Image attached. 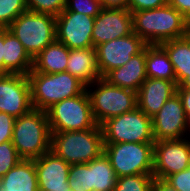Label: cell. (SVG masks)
Segmentation results:
<instances>
[{
  "mask_svg": "<svg viewBox=\"0 0 190 191\" xmlns=\"http://www.w3.org/2000/svg\"><path fill=\"white\" fill-rule=\"evenodd\" d=\"M4 29H0V74H3Z\"/></svg>",
  "mask_w": 190,
  "mask_h": 191,
  "instance_id": "obj_38",
  "label": "cell"
},
{
  "mask_svg": "<svg viewBox=\"0 0 190 191\" xmlns=\"http://www.w3.org/2000/svg\"><path fill=\"white\" fill-rule=\"evenodd\" d=\"M33 68V58L22 43L6 28L4 29L3 74L27 75Z\"/></svg>",
  "mask_w": 190,
  "mask_h": 191,
  "instance_id": "obj_21",
  "label": "cell"
},
{
  "mask_svg": "<svg viewBox=\"0 0 190 191\" xmlns=\"http://www.w3.org/2000/svg\"><path fill=\"white\" fill-rule=\"evenodd\" d=\"M160 46L169 56L179 86L190 75V33L161 43Z\"/></svg>",
  "mask_w": 190,
  "mask_h": 191,
  "instance_id": "obj_24",
  "label": "cell"
},
{
  "mask_svg": "<svg viewBox=\"0 0 190 191\" xmlns=\"http://www.w3.org/2000/svg\"><path fill=\"white\" fill-rule=\"evenodd\" d=\"M15 118L0 112V144L12 140Z\"/></svg>",
  "mask_w": 190,
  "mask_h": 191,
  "instance_id": "obj_32",
  "label": "cell"
},
{
  "mask_svg": "<svg viewBox=\"0 0 190 191\" xmlns=\"http://www.w3.org/2000/svg\"><path fill=\"white\" fill-rule=\"evenodd\" d=\"M177 93L182 100L186 115L188 119H190V90L183 89L180 86H177Z\"/></svg>",
  "mask_w": 190,
  "mask_h": 191,
  "instance_id": "obj_35",
  "label": "cell"
},
{
  "mask_svg": "<svg viewBox=\"0 0 190 191\" xmlns=\"http://www.w3.org/2000/svg\"><path fill=\"white\" fill-rule=\"evenodd\" d=\"M164 180L179 191H190V166L183 171L167 176Z\"/></svg>",
  "mask_w": 190,
  "mask_h": 191,
  "instance_id": "obj_31",
  "label": "cell"
},
{
  "mask_svg": "<svg viewBox=\"0 0 190 191\" xmlns=\"http://www.w3.org/2000/svg\"><path fill=\"white\" fill-rule=\"evenodd\" d=\"M133 33V16L128 9L102 8L94 19L93 47Z\"/></svg>",
  "mask_w": 190,
  "mask_h": 191,
  "instance_id": "obj_16",
  "label": "cell"
},
{
  "mask_svg": "<svg viewBox=\"0 0 190 191\" xmlns=\"http://www.w3.org/2000/svg\"><path fill=\"white\" fill-rule=\"evenodd\" d=\"M104 153L117 177L153 174L154 143H104Z\"/></svg>",
  "mask_w": 190,
  "mask_h": 191,
  "instance_id": "obj_8",
  "label": "cell"
},
{
  "mask_svg": "<svg viewBox=\"0 0 190 191\" xmlns=\"http://www.w3.org/2000/svg\"><path fill=\"white\" fill-rule=\"evenodd\" d=\"M26 0H0V29H6L23 12Z\"/></svg>",
  "mask_w": 190,
  "mask_h": 191,
  "instance_id": "obj_27",
  "label": "cell"
},
{
  "mask_svg": "<svg viewBox=\"0 0 190 191\" xmlns=\"http://www.w3.org/2000/svg\"><path fill=\"white\" fill-rule=\"evenodd\" d=\"M168 3V0H128V10L132 12L155 9Z\"/></svg>",
  "mask_w": 190,
  "mask_h": 191,
  "instance_id": "obj_33",
  "label": "cell"
},
{
  "mask_svg": "<svg viewBox=\"0 0 190 191\" xmlns=\"http://www.w3.org/2000/svg\"><path fill=\"white\" fill-rule=\"evenodd\" d=\"M51 132L82 131L95 128L87 89L78 96L64 99L46 111Z\"/></svg>",
  "mask_w": 190,
  "mask_h": 191,
  "instance_id": "obj_6",
  "label": "cell"
},
{
  "mask_svg": "<svg viewBox=\"0 0 190 191\" xmlns=\"http://www.w3.org/2000/svg\"><path fill=\"white\" fill-rule=\"evenodd\" d=\"M66 71L90 89V86H93L92 83L102 78L97 66L95 48L69 50Z\"/></svg>",
  "mask_w": 190,
  "mask_h": 191,
  "instance_id": "obj_20",
  "label": "cell"
},
{
  "mask_svg": "<svg viewBox=\"0 0 190 191\" xmlns=\"http://www.w3.org/2000/svg\"><path fill=\"white\" fill-rule=\"evenodd\" d=\"M152 191H179V190L172 187L164 179H159V178L154 177V180L152 183Z\"/></svg>",
  "mask_w": 190,
  "mask_h": 191,
  "instance_id": "obj_36",
  "label": "cell"
},
{
  "mask_svg": "<svg viewBox=\"0 0 190 191\" xmlns=\"http://www.w3.org/2000/svg\"><path fill=\"white\" fill-rule=\"evenodd\" d=\"M101 10L100 0H66V7L62 12H76L96 17Z\"/></svg>",
  "mask_w": 190,
  "mask_h": 191,
  "instance_id": "obj_29",
  "label": "cell"
},
{
  "mask_svg": "<svg viewBox=\"0 0 190 191\" xmlns=\"http://www.w3.org/2000/svg\"><path fill=\"white\" fill-rule=\"evenodd\" d=\"M39 191H72L70 165L51 150L34 160Z\"/></svg>",
  "mask_w": 190,
  "mask_h": 191,
  "instance_id": "obj_17",
  "label": "cell"
},
{
  "mask_svg": "<svg viewBox=\"0 0 190 191\" xmlns=\"http://www.w3.org/2000/svg\"><path fill=\"white\" fill-rule=\"evenodd\" d=\"M21 160L12 141L0 144V178Z\"/></svg>",
  "mask_w": 190,
  "mask_h": 191,
  "instance_id": "obj_30",
  "label": "cell"
},
{
  "mask_svg": "<svg viewBox=\"0 0 190 191\" xmlns=\"http://www.w3.org/2000/svg\"><path fill=\"white\" fill-rule=\"evenodd\" d=\"M190 166V140L171 139L154 142L153 176L165 179Z\"/></svg>",
  "mask_w": 190,
  "mask_h": 191,
  "instance_id": "obj_11",
  "label": "cell"
},
{
  "mask_svg": "<svg viewBox=\"0 0 190 191\" xmlns=\"http://www.w3.org/2000/svg\"><path fill=\"white\" fill-rule=\"evenodd\" d=\"M92 84H97L96 90L92 92L86 89L94 119L99 126L112 117L137 108L136 92L112 85L103 77Z\"/></svg>",
  "mask_w": 190,
  "mask_h": 191,
  "instance_id": "obj_7",
  "label": "cell"
},
{
  "mask_svg": "<svg viewBox=\"0 0 190 191\" xmlns=\"http://www.w3.org/2000/svg\"><path fill=\"white\" fill-rule=\"evenodd\" d=\"M104 143H154L152 118L138 107L106 120L102 125Z\"/></svg>",
  "mask_w": 190,
  "mask_h": 191,
  "instance_id": "obj_9",
  "label": "cell"
},
{
  "mask_svg": "<svg viewBox=\"0 0 190 191\" xmlns=\"http://www.w3.org/2000/svg\"><path fill=\"white\" fill-rule=\"evenodd\" d=\"M168 3L190 22V0H168Z\"/></svg>",
  "mask_w": 190,
  "mask_h": 191,
  "instance_id": "obj_34",
  "label": "cell"
},
{
  "mask_svg": "<svg viewBox=\"0 0 190 191\" xmlns=\"http://www.w3.org/2000/svg\"><path fill=\"white\" fill-rule=\"evenodd\" d=\"M69 49L62 43L54 41L33 58L30 72L53 74L66 71Z\"/></svg>",
  "mask_w": 190,
  "mask_h": 191,
  "instance_id": "obj_23",
  "label": "cell"
},
{
  "mask_svg": "<svg viewBox=\"0 0 190 191\" xmlns=\"http://www.w3.org/2000/svg\"><path fill=\"white\" fill-rule=\"evenodd\" d=\"M33 109L27 75L0 74V112L18 118Z\"/></svg>",
  "mask_w": 190,
  "mask_h": 191,
  "instance_id": "obj_12",
  "label": "cell"
},
{
  "mask_svg": "<svg viewBox=\"0 0 190 191\" xmlns=\"http://www.w3.org/2000/svg\"><path fill=\"white\" fill-rule=\"evenodd\" d=\"M51 151L69 165L89 163L104 152L102 128L51 132Z\"/></svg>",
  "mask_w": 190,
  "mask_h": 191,
  "instance_id": "obj_4",
  "label": "cell"
},
{
  "mask_svg": "<svg viewBox=\"0 0 190 191\" xmlns=\"http://www.w3.org/2000/svg\"><path fill=\"white\" fill-rule=\"evenodd\" d=\"M103 78L112 85L137 93L147 78L145 48L133 55L125 65L112 69Z\"/></svg>",
  "mask_w": 190,
  "mask_h": 191,
  "instance_id": "obj_19",
  "label": "cell"
},
{
  "mask_svg": "<svg viewBox=\"0 0 190 191\" xmlns=\"http://www.w3.org/2000/svg\"><path fill=\"white\" fill-rule=\"evenodd\" d=\"M147 44L134 32L112 41L97 45V66L101 77L114 68L123 66L133 55L140 53Z\"/></svg>",
  "mask_w": 190,
  "mask_h": 191,
  "instance_id": "obj_15",
  "label": "cell"
},
{
  "mask_svg": "<svg viewBox=\"0 0 190 191\" xmlns=\"http://www.w3.org/2000/svg\"><path fill=\"white\" fill-rule=\"evenodd\" d=\"M177 86L173 81L146 78L137 92V107L152 118L177 93Z\"/></svg>",
  "mask_w": 190,
  "mask_h": 191,
  "instance_id": "obj_18",
  "label": "cell"
},
{
  "mask_svg": "<svg viewBox=\"0 0 190 191\" xmlns=\"http://www.w3.org/2000/svg\"><path fill=\"white\" fill-rule=\"evenodd\" d=\"M153 174H137L117 178L114 191H152Z\"/></svg>",
  "mask_w": 190,
  "mask_h": 191,
  "instance_id": "obj_26",
  "label": "cell"
},
{
  "mask_svg": "<svg viewBox=\"0 0 190 191\" xmlns=\"http://www.w3.org/2000/svg\"><path fill=\"white\" fill-rule=\"evenodd\" d=\"M34 58L56 40V16L25 11L7 28Z\"/></svg>",
  "mask_w": 190,
  "mask_h": 191,
  "instance_id": "obj_5",
  "label": "cell"
},
{
  "mask_svg": "<svg viewBox=\"0 0 190 191\" xmlns=\"http://www.w3.org/2000/svg\"><path fill=\"white\" fill-rule=\"evenodd\" d=\"M133 32L147 45H160L190 33V22L169 3L132 12Z\"/></svg>",
  "mask_w": 190,
  "mask_h": 191,
  "instance_id": "obj_1",
  "label": "cell"
},
{
  "mask_svg": "<svg viewBox=\"0 0 190 191\" xmlns=\"http://www.w3.org/2000/svg\"><path fill=\"white\" fill-rule=\"evenodd\" d=\"M12 144L21 159L35 160L51 150V130L47 114L33 109L15 118Z\"/></svg>",
  "mask_w": 190,
  "mask_h": 191,
  "instance_id": "obj_2",
  "label": "cell"
},
{
  "mask_svg": "<svg viewBox=\"0 0 190 191\" xmlns=\"http://www.w3.org/2000/svg\"><path fill=\"white\" fill-rule=\"evenodd\" d=\"M95 17L76 12H62L56 16V41L69 50L93 47L92 32Z\"/></svg>",
  "mask_w": 190,
  "mask_h": 191,
  "instance_id": "obj_13",
  "label": "cell"
},
{
  "mask_svg": "<svg viewBox=\"0 0 190 191\" xmlns=\"http://www.w3.org/2000/svg\"><path fill=\"white\" fill-rule=\"evenodd\" d=\"M33 108L46 111L52 105L80 95L86 90V85L69 72L45 74L29 72L27 74Z\"/></svg>",
  "mask_w": 190,
  "mask_h": 191,
  "instance_id": "obj_3",
  "label": "cell"
},
{
  "mask_svg": "<svg viewBox=\"0 0 190 191\" xmlns=\"http://www.w3.org/2000/svg\"><path fill=\"white\" fill-rule=\"evenodd\" d=\"M189 128V119L178 93L169 98L156 115L152 117L155 141L182 139Z\"/></svg>",
  "mask_w": 190,
  "mask_h": 191,
  "instance_id": "obj_14",
  "label": "cell"
},
{
  "mask_svg": "<svg viewBox=\"0 0 190 191\" xmlns=\"http://www.w3.org/2000/svg\"><path fill=\"white\" fill-rule=\"evenodd\" d=\"M102 8H124L128 9V0H100Z\"/></svg>",
  "mask_w": 190,
  "mask_h": 191,
  "instance_id": "obj_37",
  "label": "cell"
},
{
  "mask_svg": "<svg viewBox=\"0 0 190 191\" xmlns=\"http://www.w3.org/2000/svg\"><path fill=\"white\" fill-rule=\"evenodd\" d=\"M1 191H39L34 160L21 159L0 178Z\"/></svg>",
  "mask_w": 190,
  "mask_h": 191,
  "instance_id": "obj_22",
  "label": "cell"
},
{
  "mask_svg": "<svg viewBox=\"0 0 190 191\" xmlns=\"http://www.w3.org/2000/svg\"><path fill=\"white\" fill-rule=\"evenodd\" d=\"M179 86L183 89L190 90V75Z\"/></svg>",
  "mask_w": 190,
  "mask_h": 191,
  "instance_id": "obj_39",
  "label": "cell"
},
{
  "mask_svg": "<svg viewBox=\"0 0 190 191\" xmlns=\"http://www.w3.org/2000/svg\"><path fill=\"white\" fill-rule=\"evenodd\" d=\"M27 9L32 12L58 16L66 7V0H26Z\"/></svg>",
  "mask_w": 190,
  "mask_h": 191,
  "instance_id": "obj_28",
  "label": "cell"
},
{
  "mask_svg": "<svg viewBox=\"0 0 190 191\" xmlns=\"http://www.w3.org/2000/svg\"><path fill=\"white\" fill-rule=\"evenodd\" d=\"M145 62L147 78L165 79L176 83L173 65L160 45L145 47Z\"/></svg>",
  "mask_w": 190,
  "mask_h": 191,
  "instance_id": "obj_25",
  "label": "cell"
},
{
  "mask_svg": "<svg viewBox=\"0 0 190 191\" xmlns=\"http://www.w3.org/2000/svg\"><path fill=\"white\" fill-rule=\"evenodd\" d=\"M117 175L103 152L89 163L70 165L69 186L72 191H114Z\"/></svg>",
  "mask_w": 190,
  "mask_h": 191,
  "instance_id": "obj_10",
  "label": "cell"
}]
</instances>
